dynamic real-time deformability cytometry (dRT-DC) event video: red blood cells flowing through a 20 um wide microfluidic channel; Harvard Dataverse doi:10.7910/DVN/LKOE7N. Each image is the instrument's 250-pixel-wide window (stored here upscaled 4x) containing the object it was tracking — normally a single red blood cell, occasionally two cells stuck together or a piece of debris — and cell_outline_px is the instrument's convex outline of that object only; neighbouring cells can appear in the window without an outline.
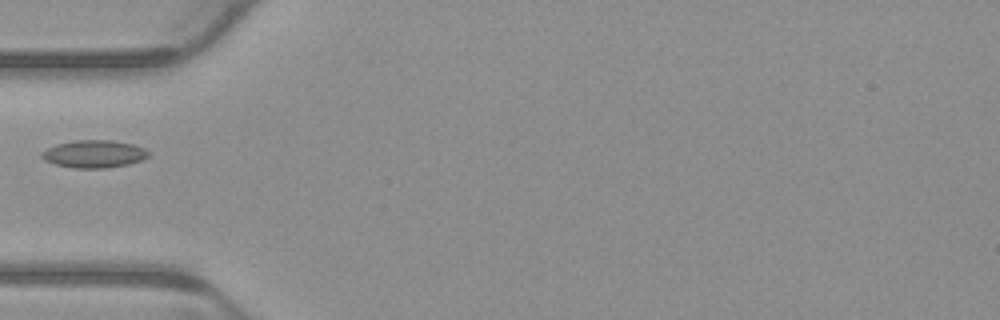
{"species": "common noctule bat (a hibernating species)", "species_latin": "Nyctalus noctula", "temperature_condition": "warm", "stored_images_in_passage": 1, "camera_frame_rate_fps": 3000, "um_per_image_px": 0.085, "animal": {"sex": "male", "body_mass_g": 23.1, "forearm_length_mm": 52.7}, "frame": {"image": 1, "passage_image": 1, "time_ms": 0.0, "image_size_px": [1000, 320], "cell_outline_px": [[148, 156], [140, 160], [128, 164], [104, 168], [76, 168], [56, 164], [44, 160], [40, 156], [40, 152], [56, 144], [76, 140], [112, 140], [132, 144], [144, 148], [148, 152]], "centroid_in_image_um": [7.96, 13.08], "position_along_channel_um": 77.0, "area_um2": 16.99}}